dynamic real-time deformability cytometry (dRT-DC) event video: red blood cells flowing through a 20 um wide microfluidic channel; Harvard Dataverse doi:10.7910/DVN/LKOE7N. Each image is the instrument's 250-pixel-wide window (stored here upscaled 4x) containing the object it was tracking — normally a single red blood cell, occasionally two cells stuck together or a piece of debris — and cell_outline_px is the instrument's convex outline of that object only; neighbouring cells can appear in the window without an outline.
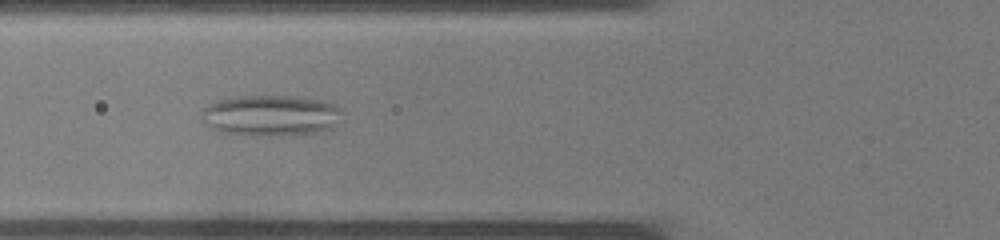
{"species": "common noctule bat (a hibernating species)", "species_latin": "Nyctalus noctula", "temperature_condition": "warm", "stored_images_in_passage": 26, "camera_frame_rate_fps": 3000, "um_per_image_px": 0.085, "animal": {"sex": "male", "body_mass_g": 19.0, "forearm_length_mm": 50.8}, "frame": {"image": 1, "passage_image": 3, "time_ms": 0.667, "image_size_px": [1000, 240], "cell_outline_px": [[340, 112], [332, 128], [316, 132], [292, 136], [252, 136], [224, 132], [208, 124], [204, 120], [204, 108], [208, 104], [220, 100], [236, 96], [296, 96], [324, 100], [336, 104], [340, 108]], "centroid_in_image_um": [23.07, 9.81], "position_along_channel_um": 102.7, "area_um2": 33.35}}
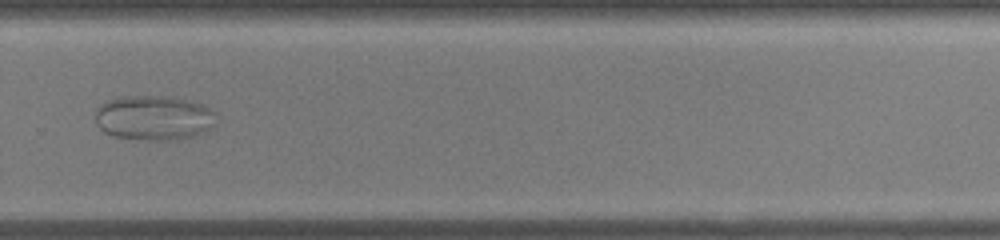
{"frame": {"image": 2, "passage_image": 15, "time_ms": 4.667, "image_size_px": [1000, 240], "cell_outline_px": [[216, 112], [208, 128], [204, 132], [192, 136], [176, 140], [148, 140], [116, 136], [104, 132], [96, 124], [96, 108], [104, 100], [124, 96], [168, 96], [188, 100], [200, 104]], "centroid_in_image_um": [13.01, 10.0], "position_along_channel_um": 316.8, "area_um2": 31.33}}
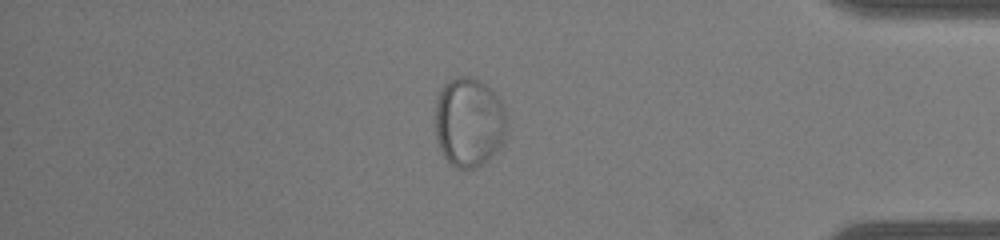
{"frame": {"image": 3, "passage_image": 21, "time_ms": 6.667, "image_size_px": [1000, 240], "cell_outline_px": [[504, 136], [496, 152], [488, 160], [476, 168], [456, 168], [444, 156], [440, 148], [436, 136], [436, 100], [444, 84], [448, 80], [456, 76], [472, 76], [488, 84], [496, 92], [504, 108]], "centroid_in_image_um": [39.85, 10.34], "position_along_channel_um": 395.3, "area_um2": 37.28}}